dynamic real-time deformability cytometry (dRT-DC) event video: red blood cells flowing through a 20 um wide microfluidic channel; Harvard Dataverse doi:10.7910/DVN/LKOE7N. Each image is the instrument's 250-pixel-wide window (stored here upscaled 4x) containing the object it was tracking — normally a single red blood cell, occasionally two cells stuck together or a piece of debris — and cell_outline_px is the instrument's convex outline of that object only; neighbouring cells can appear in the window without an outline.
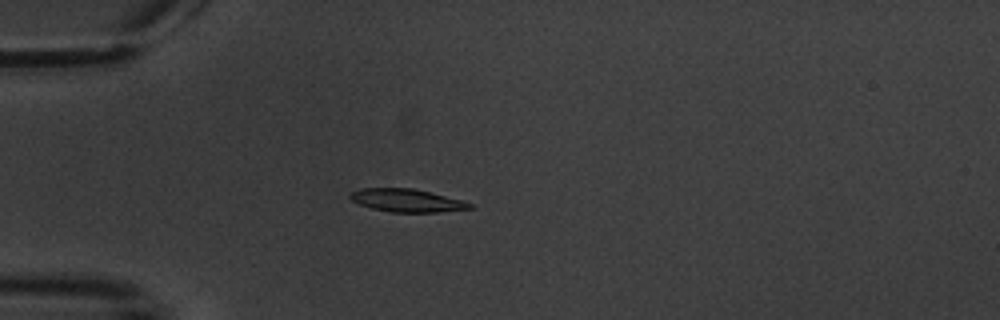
{"species": "common noctule bat (a hibernating species)", "species_latin": "Nyctalus noctula", "temperature_condition": "warm", "stored_images_in_passage": 6, "camera_frame_rate_fps": 3000, "um_per_image_px": 0.085, "animal": {"sex": "male", "body_mass_g": 20.1, "forearm_length_mm": 53.5}, "frame": {"image": 1, "passage_image": 6, "time_ms": 5.667, "image_size_px": [1000, 320], "cell_outline_px": [[472, 208], [436, 212], [388, 212], [372, 208], [360, 204], [352, 200], [348, 196], [352, 192], [360, 188], [412, 188], [460, 200], [472, 204]], "centroid_in_image_um": [34.51, 17.04], "position_along_channel_um": 50.5, "area_um2": 15.66}}